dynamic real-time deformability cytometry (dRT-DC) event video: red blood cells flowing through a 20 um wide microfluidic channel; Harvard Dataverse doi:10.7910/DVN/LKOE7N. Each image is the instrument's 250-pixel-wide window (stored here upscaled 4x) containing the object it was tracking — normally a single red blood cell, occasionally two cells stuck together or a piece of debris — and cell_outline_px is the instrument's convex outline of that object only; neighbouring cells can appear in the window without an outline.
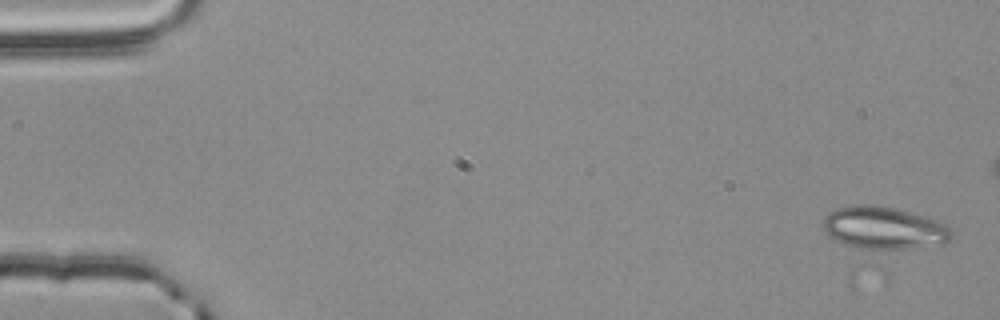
{"species": "common noctule bat (a hibernating species)", "species_latin": "Nyctalus noctula", "temperature_condition": "room temperature", "stored_images_in_passage": 3, "camera_frame_rate_fps": 3000, "um_per_image_px": 0.085, "animal": {"sex": "male", "body_mass_g": 20.4}, "frame": {"image": 1, "passage_image": 3, "time_ms": 0.667, "image_size_px": [1000, 320], "cell_outline_px": [[952, 232], [948, 240], [944, 244], [880, 252], [860, 248], [844, 244], [828, 236], [824, 228], [824, 216], [828, 212], [836, 208], [856, 204], [876, 204], [896, 208], [940, 220]], "centroid_in_image_um": [75.12, 19.39], "position_along_channel_um": 9.9, "area_um2": 32.54}}